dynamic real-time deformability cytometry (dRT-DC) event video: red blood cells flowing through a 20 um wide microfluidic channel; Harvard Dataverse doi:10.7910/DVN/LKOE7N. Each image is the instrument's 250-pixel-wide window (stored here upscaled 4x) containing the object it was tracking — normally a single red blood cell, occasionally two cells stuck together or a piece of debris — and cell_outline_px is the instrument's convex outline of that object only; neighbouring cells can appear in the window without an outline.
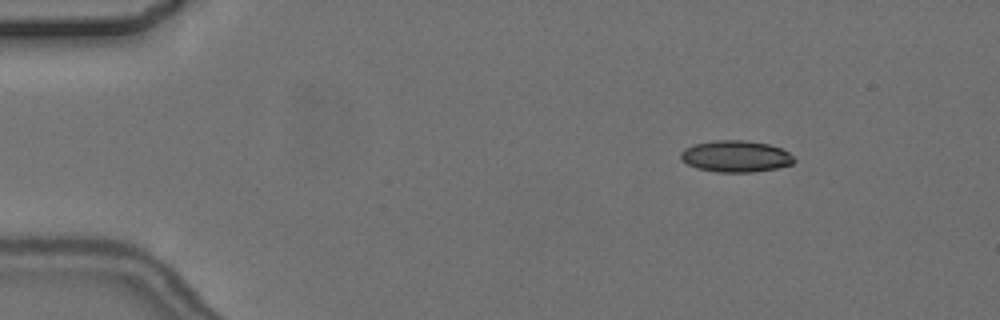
{"species": "common noctule bat (a hibernating species)", "species_latin": "Nyctalus noctula", "temperature_condition": "cold", "stored_images_in_passage": 5, "camera_frame_rate_fps": 3000, "um_per_image_px": 0.085, "animal": {"sex": "female", "body_mass_g": 24.6, "forearm_length_mm": 56.2}, "frame": {"image": 1, "passage_image": 2, "time_ms": 1.333, "image_size_px": [1000, 320], "cell_outline_px": [[796, 160], [792, 164], [776, 168], [752, 172], [716, 172], [696, 168], [680, 160], [680, 152], [684, 148], [692, 144], [716, 140], [748, 140], [768, 144], [780, 148], [788, 152]], "centroid_in_image_um": [62.5, 13.28], "position_along_channel_um": 22.5, "area_um2": 20.98}}